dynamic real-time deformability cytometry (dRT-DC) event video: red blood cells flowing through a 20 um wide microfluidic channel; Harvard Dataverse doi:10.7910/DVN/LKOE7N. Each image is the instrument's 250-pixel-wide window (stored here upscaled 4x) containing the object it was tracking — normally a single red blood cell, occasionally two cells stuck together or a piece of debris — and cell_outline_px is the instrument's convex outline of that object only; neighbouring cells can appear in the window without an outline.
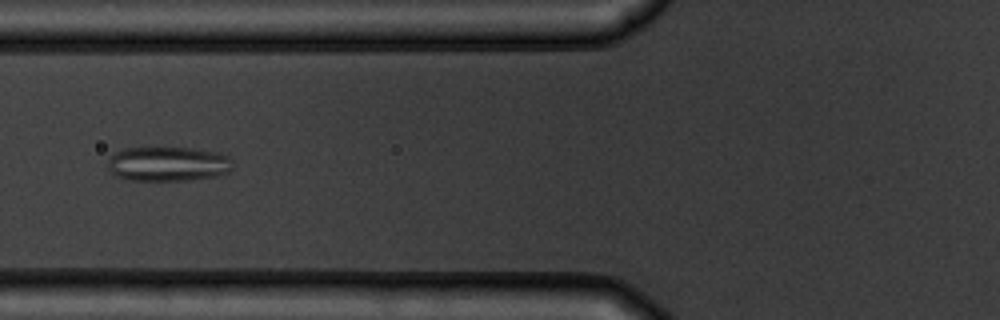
{"species": "common noctule bat (a hibernating species)", "species_latin": "Nyctalus noctula", "temperature_condition": "warm", "stored_images_in_passage": 6, "camera_frame_rate_fps": 3000, "um_per_image_px": 0.085, "animal": {"sex": "male", "body_mass_g": 19.5, "forearm_length_mm": 54.6}, "frame": {"image": 1, "passage_image": 6, "time_ms": 6.667, "image_size_px": [1000, 320], "cell_outline_px": [[228, 172], [220, 176], [192, 180], [128, 180], [116, 176], [108, 168], [108, 160], [116, 152], [124, 148], [192, 148], [220, 152], [228, 156]], "centroid_in_image_um": [14.26, 13.94], "position_along_channel_um": 111.5, "area_um2": 25.03}}